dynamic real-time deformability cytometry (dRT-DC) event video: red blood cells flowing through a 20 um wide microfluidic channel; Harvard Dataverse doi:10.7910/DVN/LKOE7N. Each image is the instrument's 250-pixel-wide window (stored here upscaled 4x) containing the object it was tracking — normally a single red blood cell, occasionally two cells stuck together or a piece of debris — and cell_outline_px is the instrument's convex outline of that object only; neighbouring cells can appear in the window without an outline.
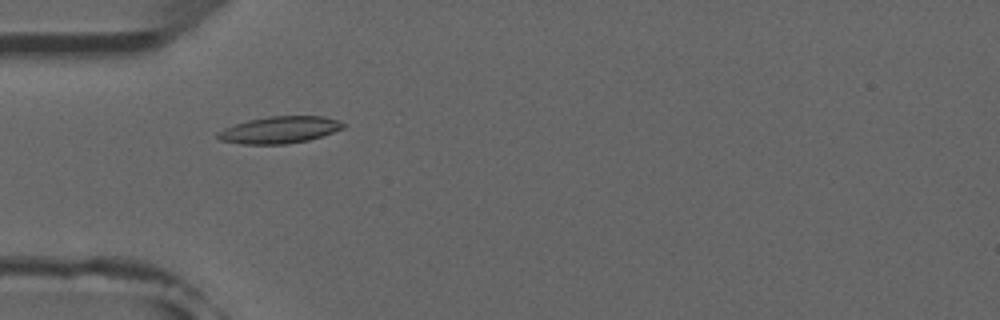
{"species": "common noctule bat (a hibernating species)", "species_latin": "Nyctalus noctula", "temperature_condition": "room temperature", "stored_images_in_passage": 10, "camera_frame_rate_fps": 3000, "um_per_image_px": 0.085, "animal": {"sex": "male", "forearm_length_mm": 52.5}, "frame": {"image": 1, "passage_image": 4, "time_ms": 1.0, "image_size_px": [1000, 320], "cell_outline_px": [[344, 128], [308, 140], [284, 144], [244, 144], [220, 140], [216, 136], [216, 132], [224, 128], [248, 120], [268, 116], [324, 116], [336, 120], [344, 124]], "centroid_in_image_um": [23.72, 11.03], "position_along_channel_um": 61.3, "area_um2": 19.42}}
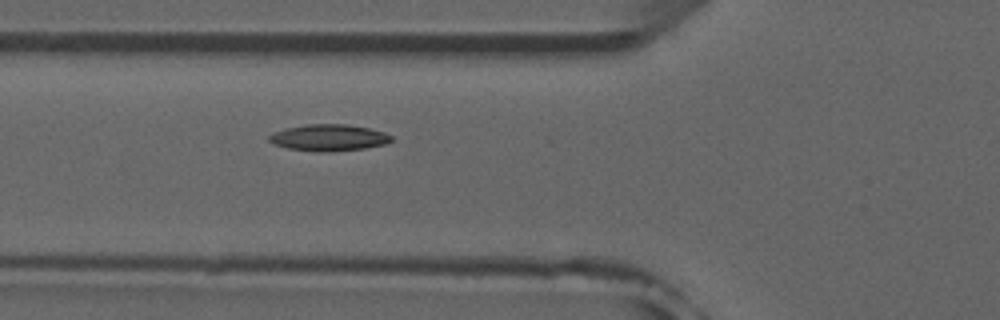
{"frame": {"image": 2, "passage_image": 7, "time_ms": 2.0, "image_size_px": [1000, 320], "cell_outline_px": [[392, 140], [384, 144], [364, 148], [332, 152], [320, 152], [288, 148], [276, 144], [268, 140], [268, 136], [276, 132], [288, 128], [308, 124], [348, 124], [368, 128], [384, 132], [392, 136]], "centroid_in_image_um": [27.98, 11.7], "position_along_channel_um": 97.8, "area_um2": 18.67}}